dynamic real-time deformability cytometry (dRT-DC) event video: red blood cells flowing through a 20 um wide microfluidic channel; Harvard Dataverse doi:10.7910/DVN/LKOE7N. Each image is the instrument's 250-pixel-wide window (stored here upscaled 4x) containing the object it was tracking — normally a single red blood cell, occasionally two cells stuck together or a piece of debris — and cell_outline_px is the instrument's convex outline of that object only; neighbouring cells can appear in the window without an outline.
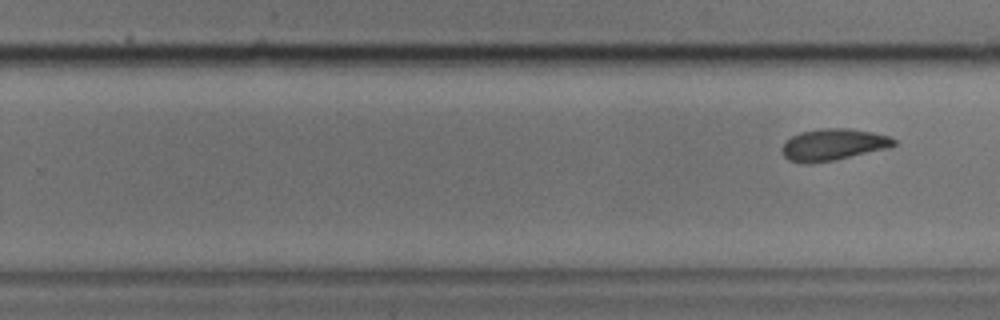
{"species": "common noctule bat (a hibernating species)", "species_latin": "Nyctalus noctula", "temperature_condition": "cold", "stored_images_in_passage": 22, "segment_of_instrument_passage": [2, 2], "camera_frame_rate_fps": 3000, "um_per_image_px": 0.085, "animal": {"sex": "male", "body_mass_g": 17.9, "forearm_length_mm": 54.2}, "frame": {"image": 1, "passage_image": 22, "time_ms": 7.0, "image_size_px": [1000, 320], "cell_outline_px": [[896, 144], [888, 148], [836, 160], [808, 164], [800, 164], [788, 160], [784, 156], [780, 148], [792, 136], [800, 132], [820, 128], [848, 128], [872, 132], [888, 136], [896, 140]], "centroid_in_image_um": [70.79, 12.3], "position_along_channel_um": 259.0, "area_um2": 20.81}}